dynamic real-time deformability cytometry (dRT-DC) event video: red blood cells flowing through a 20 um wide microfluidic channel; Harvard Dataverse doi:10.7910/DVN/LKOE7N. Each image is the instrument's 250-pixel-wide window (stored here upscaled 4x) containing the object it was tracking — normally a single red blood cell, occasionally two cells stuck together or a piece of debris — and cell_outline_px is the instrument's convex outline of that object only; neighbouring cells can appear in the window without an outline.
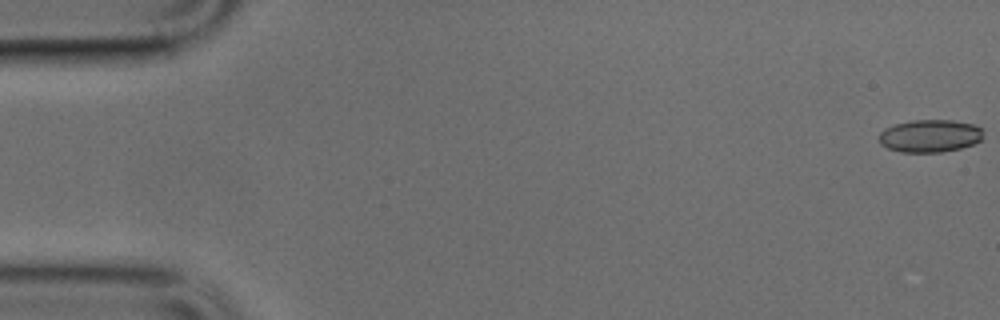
{"species": "common noctule bat (a hibernating species)", "species_latin": "Nyctalus noctula", "temperature_condition": "cold", "stored_images_in_passage": 50, "camera_frame_rate_fps": 3000, "um_per_image_px": 0.085, "animal": {"sex": "male", "body_mass_g": 17.9, "forearm_length_mm": 54.2}, "frame": {"image": 1, "passage_image": 1, "time_ms": 0.0, "image_size_px": [1000, 320], "cell_outline_px": [[984, 128], [980, 140], [972, 144], [960, 148], [940, 152], [900, 152], [888, 148], [880, 144], [880, 132], [884, 128], [896, 124], [912, 120], [952, 120], [972, 124]], "centroid_in_image_um": [79.04, 11.54], "position_along_channel_um": 6.0, "area_um2": 19.77}}
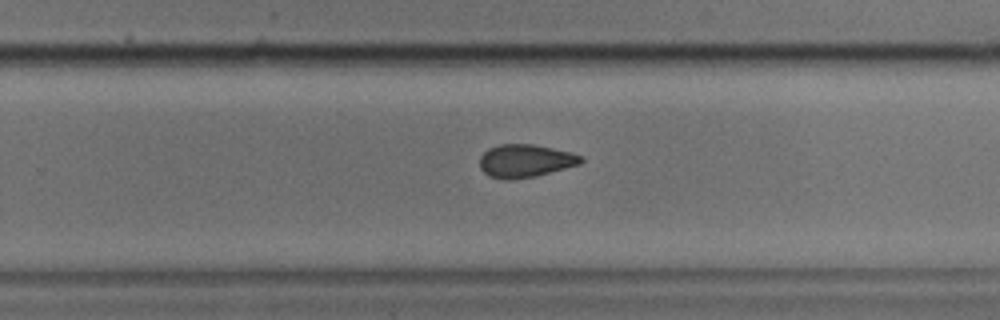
{"frame": {"image": 2, "passage_image": 32, "time_ms": 10.333, "image_size_px": [1000, 320], "cell_outline_px": [[584, 160], [580, 164], [536, 176], [508, 180], [504, 180], [488, 176], [480, 168], [480, 156], [488, 148], [500, 144], [532, 144], [552, 148], [584, 156]], "centroid_in_image_um": [44.63, 13.68], "position_along_channel_um": 285.2, "area_um2": 19.48}}
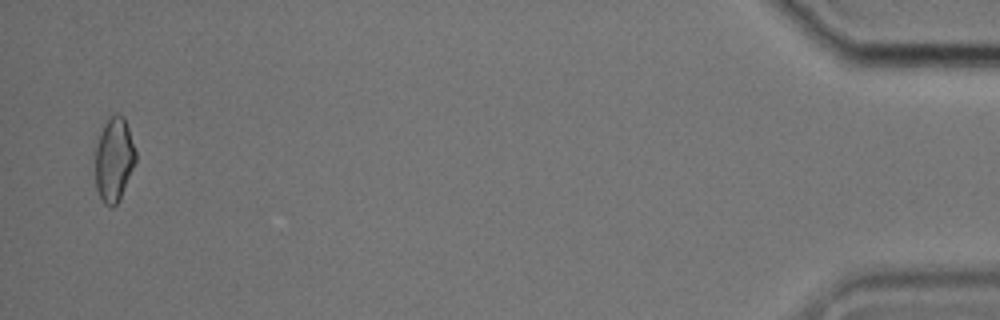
{"frame": {"image": 3, "passage_image": 49, "time_ms": 16.0, "image_size_px": [1000, 320], "cell_outline_px": [[136, 160], [120, 200], [112, 208], [104, 204], [96, 188], [96, 144], [104, 124], [108, 116], [116, 112], [124, 116], [136, 152]], "centroid_in_image_um": [9.69, 13.54], "position_along_channel_um": 425.5, "area_um2": 19.83}}